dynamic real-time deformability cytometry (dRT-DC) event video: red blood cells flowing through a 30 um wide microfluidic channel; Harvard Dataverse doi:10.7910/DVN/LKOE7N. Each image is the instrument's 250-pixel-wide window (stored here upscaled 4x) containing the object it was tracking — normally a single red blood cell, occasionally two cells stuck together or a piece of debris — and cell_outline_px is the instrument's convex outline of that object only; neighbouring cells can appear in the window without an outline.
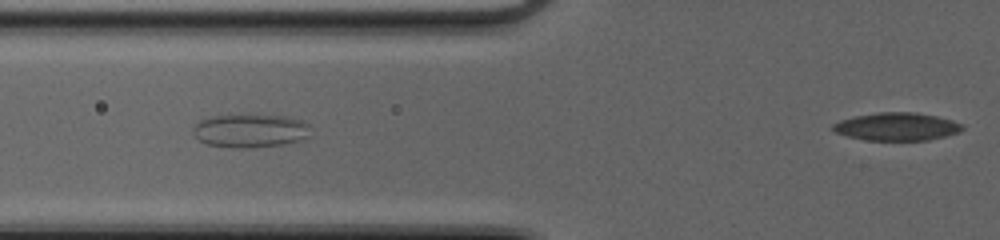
{"species": "common noctule bat (a hibernating species)", "species_latin": "Nyctalus noctula", "temperature_condition": "cold", "stored_images_in_passage": 18, "segment_of_instrument_passage": [2, 2], "camera_frame_rate_fps": 3000, "um_per_image_px": 0.085, "animal": {"sex": "female", "body_mass_g": 20.0, "forearm_length_mm": 54.0}, "frame": {"image": 1, "passage_image": 18, "time_ms": 5.667, "image_size_px": [1000, 240], "cell_outline_px": [[964, 128], [956, 132], [944, 136], [924, 140], [868, 140], [848, 136], [836, 132], [832, 128], [832, 124], [840, 120], [856, 116], [880, 112], [916, 112], [936, 116], [952, 120], [960, 124]], "centroid_in_image_um": [76.2, 10.75], "position_along_channel_um": 49.6, "area_um2": 20.63}}